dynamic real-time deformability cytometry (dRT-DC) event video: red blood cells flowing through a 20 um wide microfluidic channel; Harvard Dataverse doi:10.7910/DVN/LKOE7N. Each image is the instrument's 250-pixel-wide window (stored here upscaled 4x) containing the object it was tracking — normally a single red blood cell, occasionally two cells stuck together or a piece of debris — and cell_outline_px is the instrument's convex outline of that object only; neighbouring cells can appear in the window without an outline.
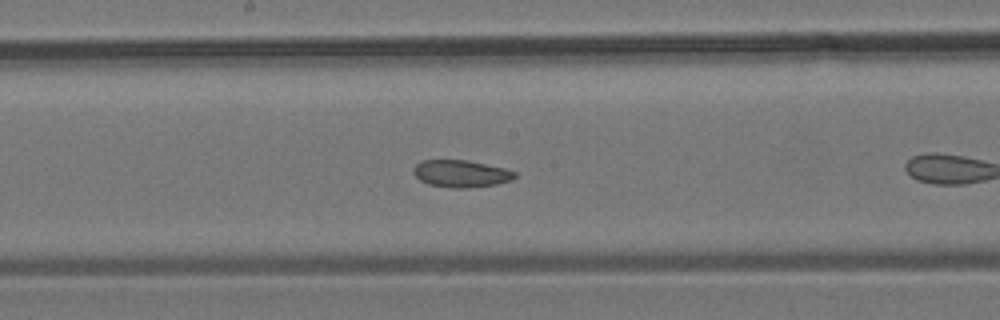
{"species": "common noctule bat (a hibernating species)", "species_latin": "Nyctalus noctula", "temperature_condition": "room temperature", "stored_images_in_passage": 29, "camera_frame_rate_fps": 3000, "um_per_image_px": 0.085, "animal": {"sex": "male", "body_mass_g": 19.2, "forearm_length_mm": 51.8}, "frame": {"image": 1, "passage_image": 9, "time_ms": 2.667, "image_size_px": [1000, 320], "cell_outline_px": [[516, 176], [512, 180], [496, 184], [468, 188], [452, 188], [428, 184], [420, 180], [412, 172], [412, 168], [420, 160], [468, 160], [504, 168], [516, 172]], "centroid_in_image_um": [39.16, 14.75], "position_along_channel_um": 209.0, "area_um2": 16.13}}
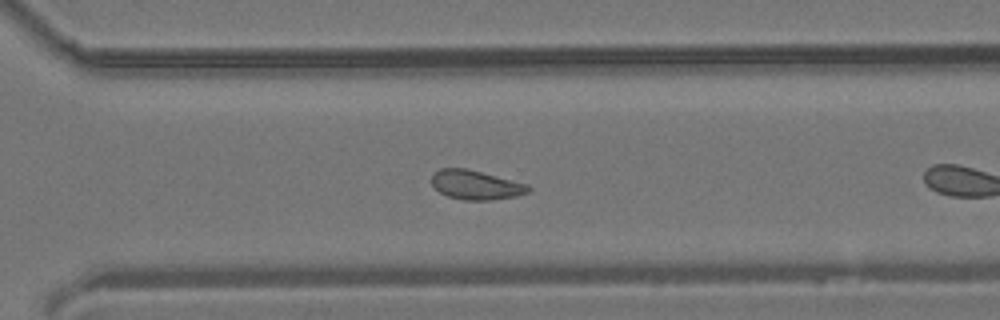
{"frame": {"image": 2, "passage_image": 17, "time_ms": 5.333, "image_size_px": [1000, 320], "cell_outline_px": [[532, 188], [528, 192], [516, 196], [492, 200], [464, 200], [448, 196], [440, 192], [432, 184], [432, 176], [440, 168], [464, 168], [528, 184]], "centroid_in_image_um": [40.46, 15.73], "position_along_channel_um": 330.1, "area_um2": 16.24}}